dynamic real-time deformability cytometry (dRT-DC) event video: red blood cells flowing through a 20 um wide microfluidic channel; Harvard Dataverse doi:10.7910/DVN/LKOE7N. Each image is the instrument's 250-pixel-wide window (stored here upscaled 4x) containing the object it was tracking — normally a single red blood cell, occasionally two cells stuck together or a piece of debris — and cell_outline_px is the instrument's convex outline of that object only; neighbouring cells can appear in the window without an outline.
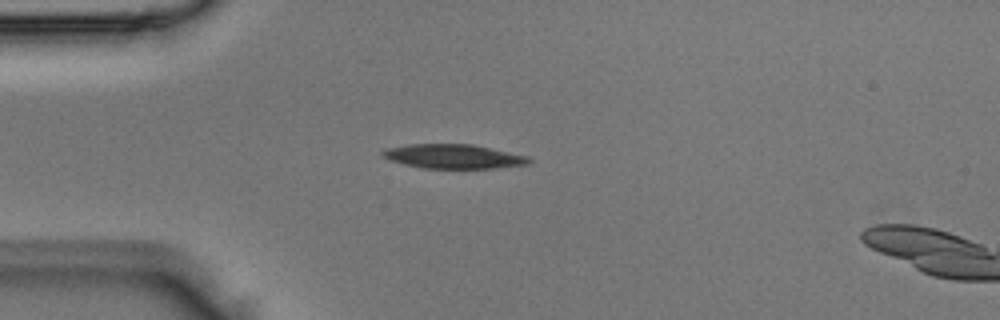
{"species": "Egyptian fruit bat (a non-hibernating species)", "species_latin": "Rousettus aegyptiacus", "temperature_condition": "room temperature", "stored_images_in_passage": 1, "camera_frame_rate_fps": 3000, "um_per_image_px": 0.085, "animal": {"sex": "male"}, "frame": {"image": 1, "passage_image": 1, "time_ms": 0.0, "image_size_px": [1000, 320], "cell_outline_px": [[532, 160], [528, 164], [496, 168], [424, 168], [404, 164], [388, 160], [380, 156], [380, 152], [388, 148], [408, 144], [472, 144], [528, 156]], "centroid_in_image_um": [38.51, 13.29], "position_along_channel_um": 46.5, "area_um2": 20.69}}